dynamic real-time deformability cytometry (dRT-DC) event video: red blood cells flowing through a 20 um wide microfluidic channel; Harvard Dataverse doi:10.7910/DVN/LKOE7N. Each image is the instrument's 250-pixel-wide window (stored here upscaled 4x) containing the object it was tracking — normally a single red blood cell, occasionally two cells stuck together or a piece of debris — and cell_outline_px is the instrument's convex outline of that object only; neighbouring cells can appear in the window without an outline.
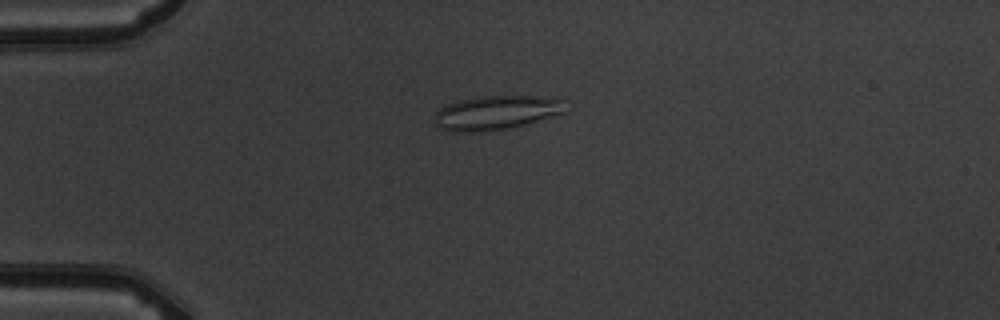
{"species": "common noctule bat (a hibernating species)", "species_latin": "Nyctalus noctula", "temperature_condition": "warm", "stored_images_in_passage": 4, "camera_frame_rate_fps": 3000, "um_per_image_px": 0.085, "animal": {"sex": "male", "body_mass_g": 19.5, "forearm_length_mm": 54.6}, "frame": {"image": 1, "passage_image": 3, "time_ms": 3.333, "image_size_px": [1000, 320], "cell_outline_px": [[568, 112], [528, 124], [508, 128], [480, 132], [452, 132], [440, 128], [436, 124], [436, 112], [440, 108], [448, 104], [460, 100], [476, 96], [540, 96], [564, 100]], "centroid_in_image_um": [42.24, 9.58], "position_along_channel_um": 42.8, "area_um2": 26.3}}